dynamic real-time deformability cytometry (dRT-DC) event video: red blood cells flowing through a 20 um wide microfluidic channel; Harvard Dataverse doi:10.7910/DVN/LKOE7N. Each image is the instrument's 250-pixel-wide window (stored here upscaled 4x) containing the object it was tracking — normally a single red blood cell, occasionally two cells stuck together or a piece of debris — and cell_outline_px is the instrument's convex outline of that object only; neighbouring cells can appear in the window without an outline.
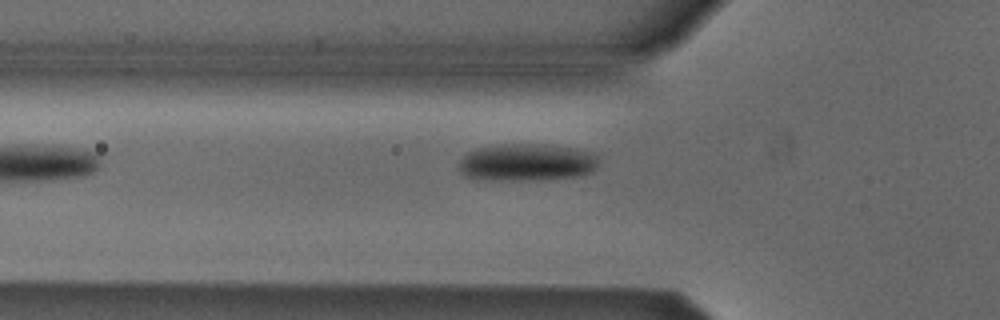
{"species": "Egyptian fruit bat (a non-hibernating species)", "species_latin": "Rousettus aegyptiacus", "temperature_condition": "cold", "stored_images_in_passage": 5, "camera_frame_rate_fps": 3000, "um_per_image_px": 0.085, "animal": {"sex": "male"}, "frame": {"image": 1, "passage_image": 5, "time_ms": 5.0, "image_size_px": [1000, 320], "cell_outline_px": [[600, 164], [592, 172], [580, 176], [532, 180], [476, 180], [464, 176], [456, 168], [460, 160], [468, 152], [480, 148], [512, 144], [544, 144], [572, 148], [596, 152], [600, 156]], "centroid_in_image_um": [44.81, 13.82], "position_along_channel_um": 81.0, "area_um2": 30.92}}